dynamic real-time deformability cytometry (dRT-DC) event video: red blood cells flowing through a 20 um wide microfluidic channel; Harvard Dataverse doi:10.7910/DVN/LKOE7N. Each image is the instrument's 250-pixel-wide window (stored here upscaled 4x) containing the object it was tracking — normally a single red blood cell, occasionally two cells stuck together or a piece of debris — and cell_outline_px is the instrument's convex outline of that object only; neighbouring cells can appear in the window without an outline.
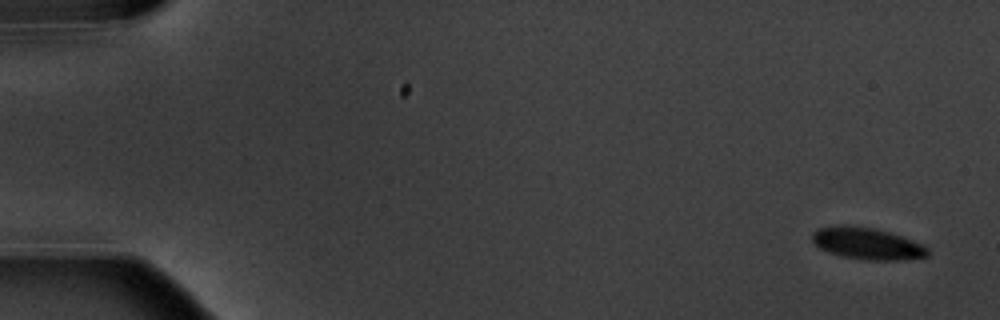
{"species": "common noctule bat (a hibernating species)", "species_latin": "Nyctalus noctula", "temperature_condition": "warm", "stored_images_in_passage": 5, "camera_frame_rate_fps": 3000, "um_per_image_px": 0.085, "animal": {"sex": "male", "body_mass_g": 20.1, "forearm_length_mm": 53.5}, "frame": {"image": 1, "passage_image": 5, "time_ms": 5.667, "image_size_px": [1000, 320], "cell_outline_px": [[928, 256], [904, 260], [864, 260], [840, 256], [828, 252], [820, 248], [812, 240], [812, 232], [820, 228], [840, 224], [848, 224], [872, 228], [888, 232], [900, 236], [920, 244], [928, 248]], "centroid_in_image_um": [73.66, 20.7], "position_along_channel_um": 11.3, "area_um2": 21.33}}